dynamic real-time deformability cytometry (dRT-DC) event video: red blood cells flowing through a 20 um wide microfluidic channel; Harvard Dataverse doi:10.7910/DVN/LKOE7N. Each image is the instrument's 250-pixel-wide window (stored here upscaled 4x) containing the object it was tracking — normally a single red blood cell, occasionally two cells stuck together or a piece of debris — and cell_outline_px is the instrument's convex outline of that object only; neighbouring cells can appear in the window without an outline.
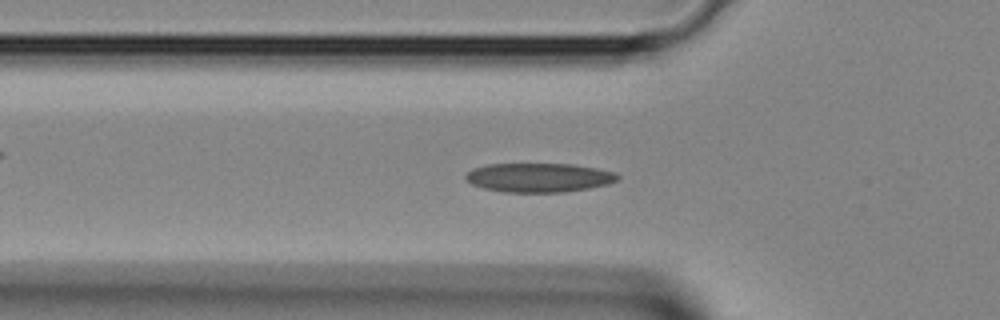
{"species": "Egyptian fruit bat (a non-hibernating species)", "species_latin": "Rousettus aegyptiacus", "temperature_condition": "room temperature", "stored_images_in_passage": 40, "camera_frame_rate_fps": 3000, "um_per_image_px": 0.085, "animal": {"sex": "female"}, "frame": {"image": 1, "passage_image": 12, "time_ms": 3.667, "image_size_px": [1000, 320], "cell_outline_px": [[620, 180], [608, 184], [588, 188], [564, 192], [504, 192], [484, 188], [472, 184], [464, 176], [472, 168], [488, 164], [572, 164], [596, 168], [616, 172], [620, 176]], "centroid_in_image_um": [45.84, 15.09], "position_along_channel_um": 80.0, "area_um2": 25.78}}
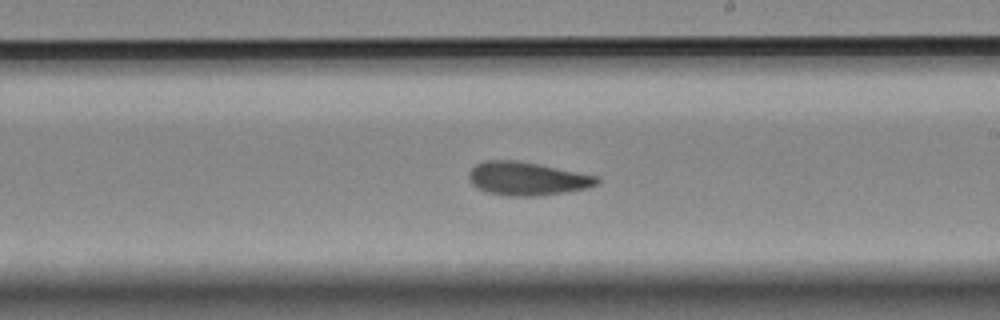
{"frame": {"image": 2, "passage_image": 22, "time_ms": 7.0, "image_size_px": [1000, 320], "cell_outline_px": [[600, 180], [596, 184], [588, 188], [540, 196], [504, 196], [488, 192], [472, 184], [468, 180], [468, 172], [476, 164], [484, 160], [516, 160], [600, 176]], "centroid_in_image_um": [44.79, 15.18], "position_along_channel_um": 244.2, "area_um2": 24.97}}
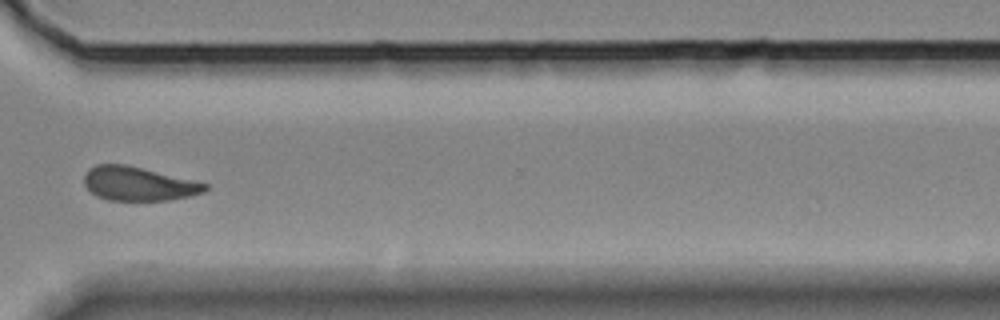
{"frame": {"image": 3, "passage_image": 29, "time_ms": 9.333, "image_size_px": [1000, 320], "cell_outline_px": [[208, 188], [204, 192], [192, 196], [168, 200], [108, 200], [96, 196], [84, 184], [84, 176], [88, 168], [96, 164], [124, 164], [208, 184]], "centroid_in_image_um": [11.74, 15.62], "position_along_channel_um": 358.9, "area_um2": 23.64}}